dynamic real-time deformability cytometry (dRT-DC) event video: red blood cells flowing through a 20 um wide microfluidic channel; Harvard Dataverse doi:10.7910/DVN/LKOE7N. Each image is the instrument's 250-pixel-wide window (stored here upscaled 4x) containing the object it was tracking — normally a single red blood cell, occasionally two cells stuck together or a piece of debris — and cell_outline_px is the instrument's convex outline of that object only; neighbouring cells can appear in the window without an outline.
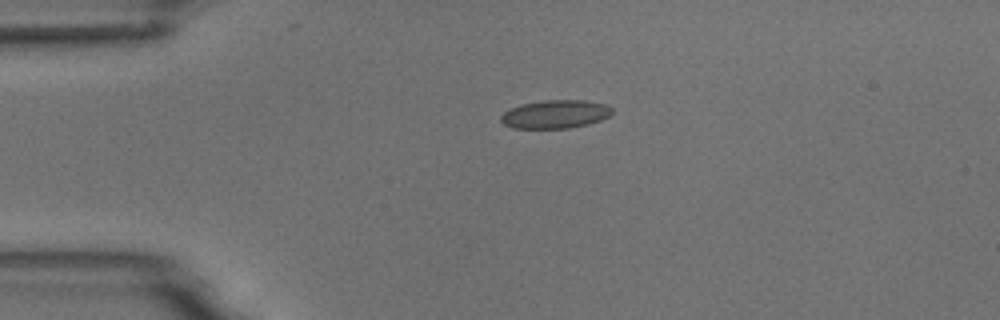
{"species": "common noctule bat (a hibernating species)", "species_latin": "Nyctalus noctula", "temperature_condition": "room temperature", "stored_images_in_passage": 2, "camera_frame_rate_fps": 3000, "um_per_image_px": 0.085, "animal": {"sex": "male", "body_mass_g": 18.8}, "frame": {"image": 1, "passage_image": 1, "time_ms": 0.0, "image_size_px": [1000, 320], "cell_outline_px": [[612, 112], [608, 116], [600, 120], [588, 124], [568, 128], [512, 128], [504, 124], [500, 120], [500, 116], [504, 112], [520, 104], [544, 100], [584, 100], [604, 104], [612, 108]], "centroid_in_image_um": [47.17, 9.7], "position_along_channel_um": 37.8, "area_um2": 18.26}}